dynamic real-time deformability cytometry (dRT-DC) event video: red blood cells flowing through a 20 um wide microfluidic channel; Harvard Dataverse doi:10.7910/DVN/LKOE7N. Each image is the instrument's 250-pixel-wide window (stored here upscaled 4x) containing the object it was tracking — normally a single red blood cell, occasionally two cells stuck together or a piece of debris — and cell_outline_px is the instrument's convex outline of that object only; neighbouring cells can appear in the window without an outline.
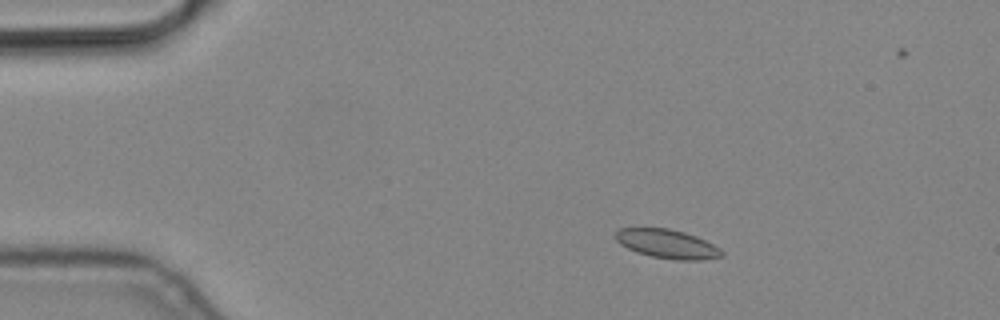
{"species": "common noctule bat (a hibernating species)", "species_latin": "Nyctalus noctula", "temperature_condition": "cold", "stored_images_in_passage": 5, "camera_frame_rate_fps": 3000, "um_per_image_px": 0.085, "animal": {"sex": "male", "body_mass_g": 19.2, "forearm_length_mm": 51.8}, "frame": {"image": 1, "passage_image": 2, "time_ms": 0.333, "image_size_px": [1000, 320], "cell_outline_px": [[724, 256], [700, 260], [676, 260], [652, 256], [636, 252], [620, 244], [612, 236], [620, 228], [668, 228], [684, 232], [696, 236], [720, 248], [724, 252]], "centroid_in_image_um": [56.7, 20.73], "position_along_channel_um": 28.3, "area_um2": 17.92}}